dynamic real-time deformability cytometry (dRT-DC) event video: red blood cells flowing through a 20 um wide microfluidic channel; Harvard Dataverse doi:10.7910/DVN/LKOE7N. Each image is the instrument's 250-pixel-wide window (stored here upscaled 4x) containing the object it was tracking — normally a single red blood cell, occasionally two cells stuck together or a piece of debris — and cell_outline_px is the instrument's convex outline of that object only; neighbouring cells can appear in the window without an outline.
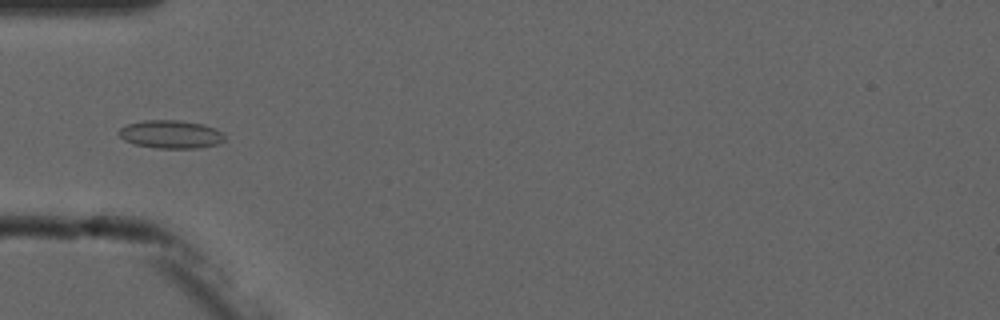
{"species": "common noctule bat (a hibernating species)", "species_latin": "Nyctalus noctula", "temperature_condition": "cold", "stored_images_in_passage": 7, "camera_frame_rate_fps": 3000, "um_per_image_px": 0.085, "animal": {"sex": "male", "forearm_length_mm": 52.5}, "frame": {"image": 1, "passage_image": 4, "time_ms": 3.667, "image_size_px": [1000, 320], "cell_outline_px": [[224, 140], [220, 144], [200, 148], [156, 148], [136, 144], [124, 140], [116, 132], [120, 128], [128, 124], [144, 120], [176, 120], [204, 124], [220, 132], [224, 136]], "centroid_in_image_um": [14.5, 11.42], "position_along_channel_um": 70.5, "area_um2": 17.28}}
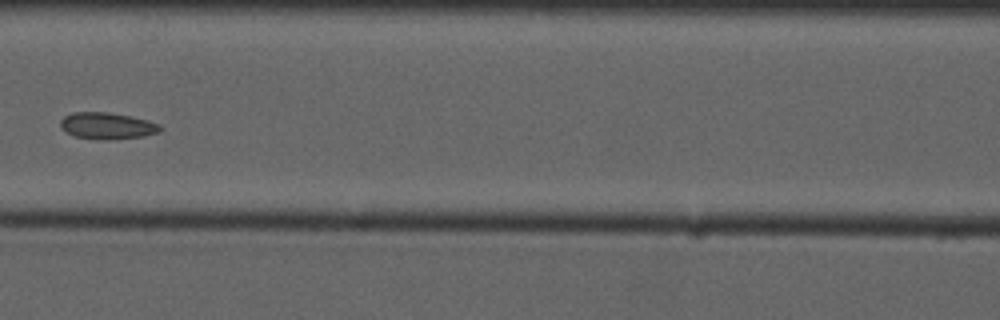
{"frame": {"image": 2, "passage_image": 6, "time_ms": 6.0, "image_size_px": [1000, 320], "cell_outline_px": [[164, 128], [160, 132], [144, 136], [116, 140], [104, 140], [76, 136], [64, 132], [60, 128], [60, 120], [64, 116], [72, 112], [108, 112], [148, 120], [160, 124]], "centroid_in_image_um": [9.12, 10.7], "position_along_channel_um": 157.5, "area_um2": 15.72}}
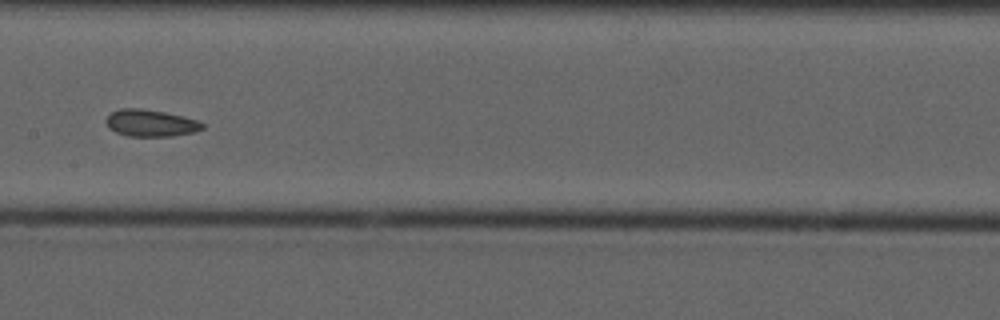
{"frame": {"image": 3, "passage_image": 7, "time_ms": 7.0, "image_size_px": [1000, 320], "cell_outline_px": [[204, 128], [192, 132], [172, 136], [128, 136], [116, 132], [108, 128], [104, 120], [112, 112], [120, 108], [140, 108], [164, 112], [196, 120], [204, 124]], "centroid_in_image_um": [12.75, 10.46], "position_along_channel_um": 194.7, "area_um2": 14.97}}